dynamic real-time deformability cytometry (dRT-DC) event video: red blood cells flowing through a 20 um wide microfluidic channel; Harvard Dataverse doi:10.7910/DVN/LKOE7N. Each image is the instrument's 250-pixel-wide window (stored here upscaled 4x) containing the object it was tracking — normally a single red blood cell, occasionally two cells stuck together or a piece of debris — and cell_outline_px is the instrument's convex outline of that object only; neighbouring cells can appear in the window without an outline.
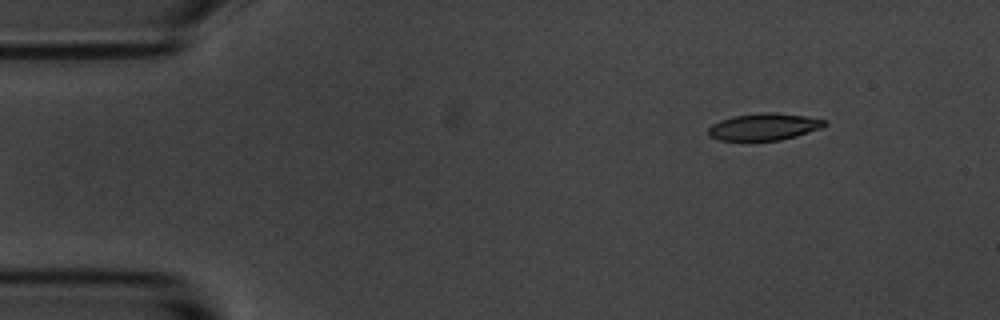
{"species": "common noctule bat (a hibernating species)", "species_latin": "Nyctalus noctula", "temperature_condition": "room temperature", "stored_images_in_passage": 8, "camera_frame_rate_fps": 3000, "um_per_image_px": 0.085, "animal": {"sex": "male", "body_mass_g": 20.1, "forearm_length_mm": 53.5}, "frame": {"image": 1, "passage_image": 1, "time_ms": 0.0, "image_size_px": [1000, 320], "cell_outline_px": [[828, 124], [820, 128], [796, 136], [780, 140], [748, 144], [720, 140], [708, 136], [708, 128], [712, 124], [720, 120], [732, 116], [760, 112], [772, 112], [804, 116], [828, 120]], "centroid_in_image_um": [64.87, 10.82], "position_along_channel_um": 20.1, "area_um2": 19.13}}
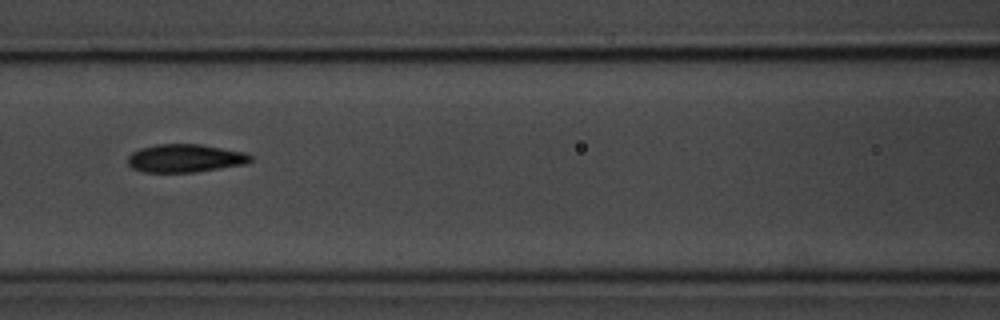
{"frame": {"image": 2, "passage_image": 6, "time_ms": 5.667, "image_size_px": [1000, 320], "cell_outline_px": [[252, 160], [244, 164], [196, 172], [144, 172], [132, 168], [128, 164], [128, 156], [132, 152], [140, 148], [156, 144], [200, 144], [244, 152], [252, 156]], "centroid_in_image_um": [15.71, 13.45], "position_along_channel_um": 150.9, "area_um2": 20.06}}
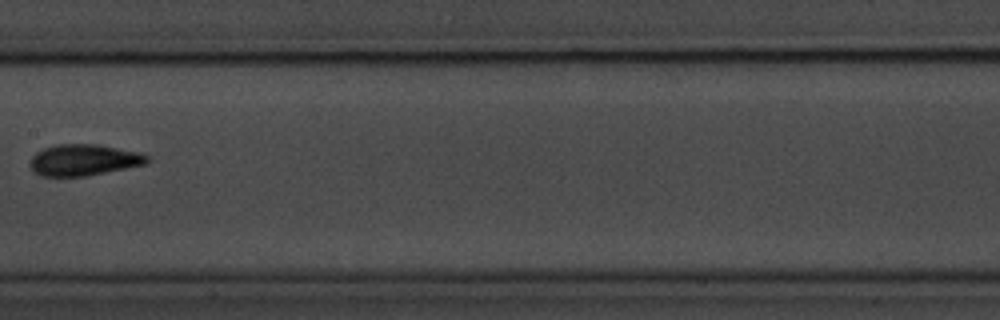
{"frame": {"image": 3, "passage_image": 7, "time_ms": 7.0, "image_size_px": [1000, 320], "cell_outline_px": [[148, 160], [144, 164], [88, 176], [40, 176], [32, 172], [28, 164], [32, 156], [36, 152], [44, 148], [56, 144], [96, 144], [140, 152], [148, 156]], "centroid_in_image_um": [7.05, 13.6], "position_along_channel_um": 200.3, "area_um2": 21.44}}